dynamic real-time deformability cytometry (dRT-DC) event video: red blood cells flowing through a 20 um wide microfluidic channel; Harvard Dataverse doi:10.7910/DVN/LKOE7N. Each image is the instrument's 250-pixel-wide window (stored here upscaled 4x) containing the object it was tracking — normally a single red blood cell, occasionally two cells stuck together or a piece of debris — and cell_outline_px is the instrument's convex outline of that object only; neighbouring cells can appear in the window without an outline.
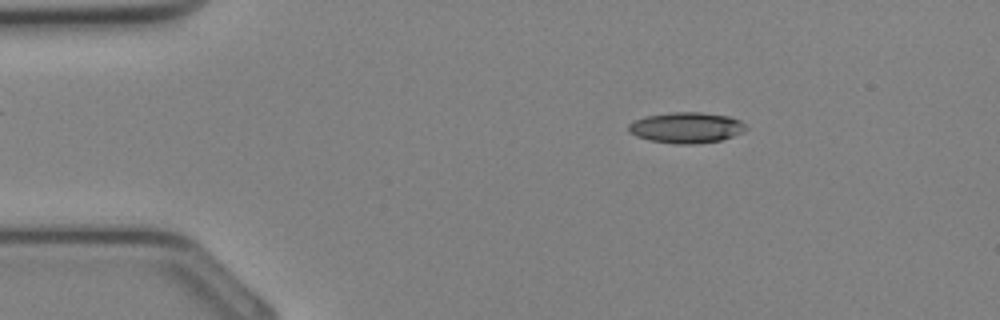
{"species": "Egyptian fruit bat (a non-hibernating species)", "species_latin": "Rousettus aegyptiacus", "temperature_condition": "cold", "stored_images_in_passage": 33, "camera_frame_rate_fps": 3000, "um_per_image_px": 0.085, "animal": {"sex": "female"}, "frame": {"image": 1, "passage_image": 5, "time_ms": 1.333, "image_size_px": [1000, 320], "cell_outline_px": [[748, 128], [732, 136], [720, 140], [692, 144], [676, 144], [648, 140], [636, 136], [628, 132], [628, 124], [644, 116], [672, 112], [700, 112], [728, 116], [740, 120]], "centroid_in_image_um": [58.29, 10.84], "position_along_channel_um": 26.7, "area_um2": 20.98}}
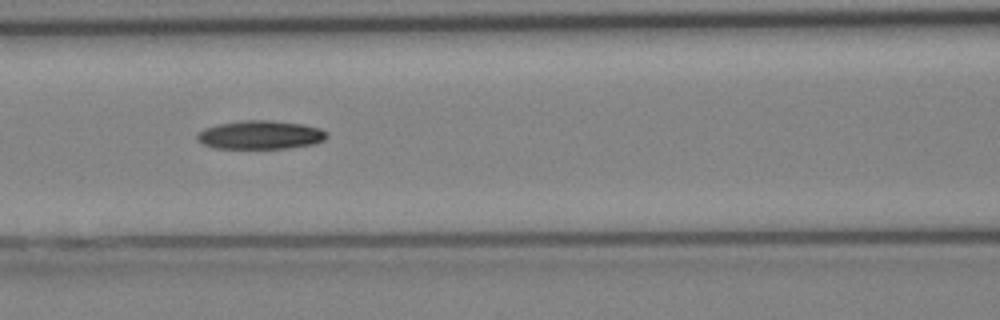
{"frame": {"image": 2, "passage_image": 14, "time_ms": 4.333, "image_size_px": [1000, 320], "cell_outline_px": [[328, 136], [324, 140], [312, 144], [288, 148], [216, 148], [200, 144], [196, 140], [196, 132], [204, 128], [216, 124], [244, 120], [272, 120], [304, 124], [320, 128], [328, 132]], "centroid_in_image_um": [22.09, 11.46], "position_along_channel_um": 144.5, "area_um2": 21.91}}
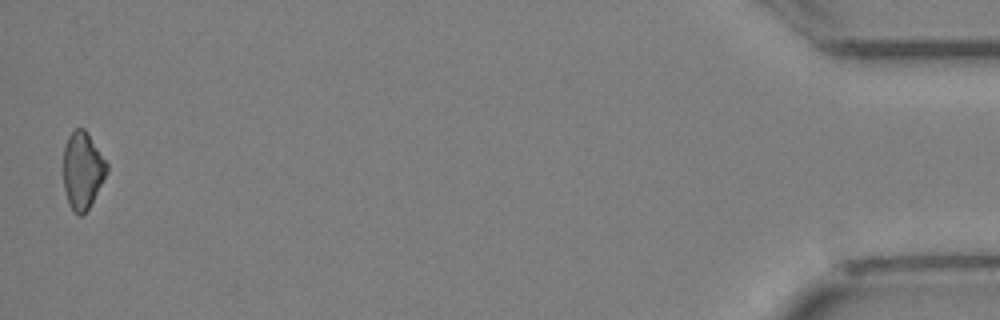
{"frame": {"image": 3, "passage_image": 33, "time_ms": 10.667, "image_size_px": [1000, 320], "cell_outline_px": [[108, 172], [88, 208], [80, 216], [68, 204], [64, 188], [64, 144], [68, 136], [76, 128], [84, 128], [108, 164]], "centroid_in_image_um": [7.01, 14.46], "position_along_channel_um": 428.2, "area_um2": 19.19}}